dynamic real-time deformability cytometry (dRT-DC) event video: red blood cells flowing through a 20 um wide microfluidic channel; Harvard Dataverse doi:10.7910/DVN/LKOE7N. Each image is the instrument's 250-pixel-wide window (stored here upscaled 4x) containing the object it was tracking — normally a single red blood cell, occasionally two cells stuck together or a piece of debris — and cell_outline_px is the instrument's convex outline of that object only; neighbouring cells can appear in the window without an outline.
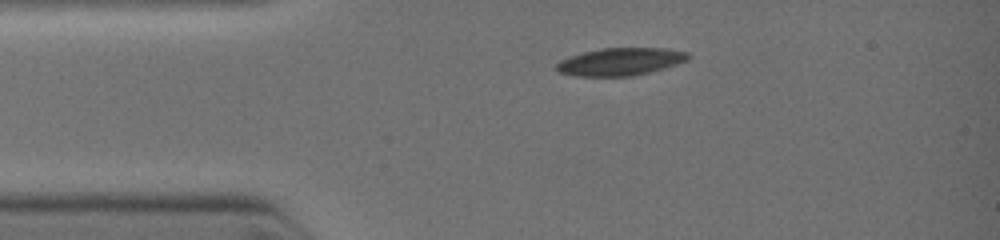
{"species": "common noctule bat (a hibernating species)", "species_latin": "Nyctalus noctula", "temperature_condition": "warm", "stored_images_in_passage": 7, "camera_frame_rate_fps": 3000, "um_per_image_px": 0.085, "animal": {"sex": "female", "body_mass_g": 19.0, "forearm_length_mm": 51.5}, "frame": {"image": 1, "passage_image": 1, "time_ms": 0.0, "image_size_px": [1000, 240], "cell_outline_px": [[688, 60], [664, 68], [632, 76], [572, 76], [560, 72], [556, 68], [556, 64], [560, 60], [584, 52], [604, 48], [660, 48], [688, 52]], "centroid_in_image_um": [52.71, 5.25], "position_along_channel_um": 32.3, "area_um2": 20.87}}